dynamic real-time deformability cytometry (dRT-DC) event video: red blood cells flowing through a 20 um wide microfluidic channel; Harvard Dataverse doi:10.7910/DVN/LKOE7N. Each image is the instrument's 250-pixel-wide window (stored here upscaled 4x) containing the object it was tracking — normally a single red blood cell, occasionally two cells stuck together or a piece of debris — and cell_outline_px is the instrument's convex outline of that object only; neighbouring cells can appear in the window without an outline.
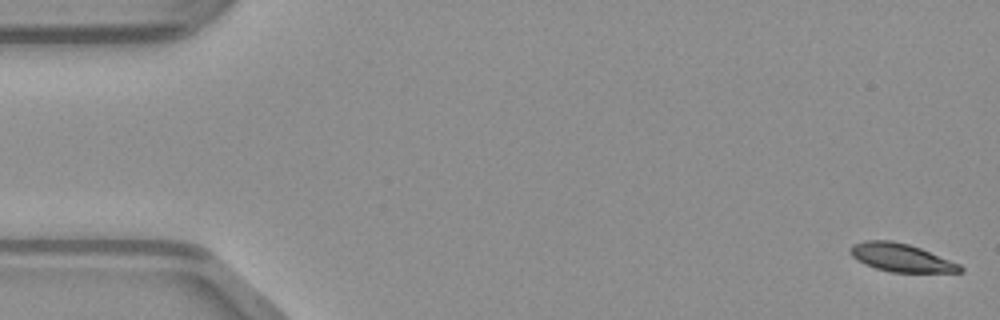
{"species": "common noctule bat (a hibernating species)", "species_latin": "Nyctalus noctula", "temperature_condition": "warm", "stored_images_in_passage": 49, "camera_frame_rate_fps": 3000, "um_per_image_px": 0.085, "animal": {"sex": "male", "body_mass_g": 23.1, "forearm_length_mm": 52.7}, "frame": {"image": 1, "passage_image": 1, "time_ms": 0.0, "image_size_px": [1000, 320], "cell_outline_px": [[964, 272], [892, 272], [876, 268], [864, 264], [856, 260], [848, 252], [848, 248], [852, 244], [864, 240], [892, 240], [908, 244], [920, 248], [960, 264], [964, 268]], "centroid_in_image_um": [76.55, 21.89], "position_along_channel_um": 8.5, "area_um2": 18.09}}
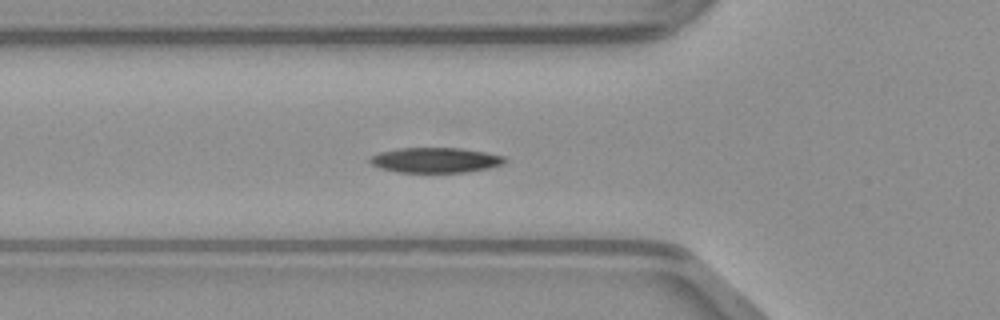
{"frame": {"image": 2, "passage_image": 17, "time_ms": 5.333, "image_size_px": [1000, 320], "cell_outline_px": [[508, 160], [504, 164], [488, 168], [464, 172], [400, 172], [380, 168], [372, 164], [368, 160], [372, 156], [380, 152], [396, 148], [460, 148], [484, 152], [504, 156]], "centroid_in_image_um": [37.02, 13.6], "position_along_channel_um": 88.8, "area_um2": 19.65}}
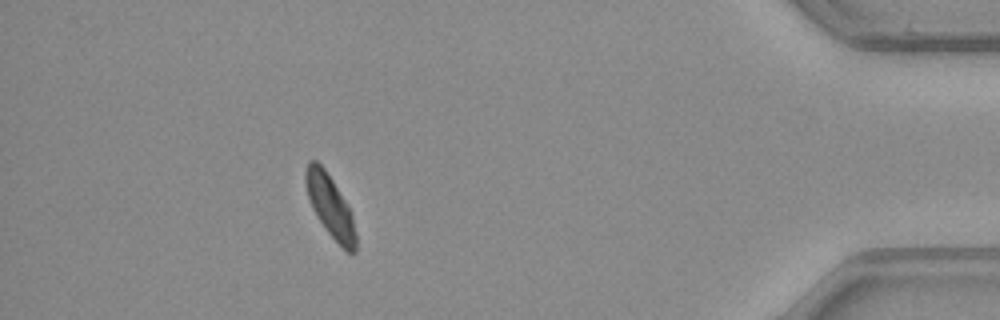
{"frame": {"image": 3, "passage_image": 44, "time_ms": 14.333, "image_size_px": [1000, 320], "cell_outline_px": [[356, 252], [348, 252], [328, 232], [316, 216], [312, 208], [308, 196], [304, 180], [304, 172], [308, 160], [316, 160], [324, 168], [348, 204], [352, 212], [356, 232]], "centroid_in_image_um": [28.06, 17.48], "position_along_channel_um": 407.1, "area_um2": 18.15}}